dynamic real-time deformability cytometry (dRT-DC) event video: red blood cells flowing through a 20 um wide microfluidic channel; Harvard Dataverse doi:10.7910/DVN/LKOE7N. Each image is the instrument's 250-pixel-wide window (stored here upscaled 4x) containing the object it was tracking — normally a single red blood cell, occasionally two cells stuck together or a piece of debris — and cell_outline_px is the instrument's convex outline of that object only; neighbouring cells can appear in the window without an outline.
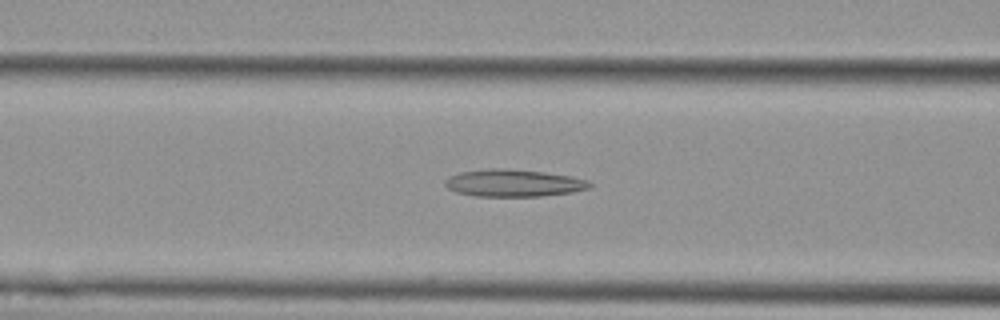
{"species": "Egyptian fruit bat (a non-hibernating species)", "species_latin": "Rousettus aegyptiacus", "temperature_condition": "cold", "stored_images_in_passage": 45, "camera_frame_rate_fps": 3000, "um_per_image_px": 0.085, "animal": {"sex": "female"}, "frame": {"image": 1, "passage_image": 13, "time_ms": 4.0, "image_size_px": [1000, 320], "cell_outline_px": [[592, 188], [572, 192], [540, 196], [476, 196], [456, 192], [448, 188], [444, 184], [444, 180], [448, 176], [460, 172], [488, 168], [508, 168], [544, 172], [572, 176], [588, 180], [592, 184]], "centroid_in_image_um": [43.66, 15.55], "position_along_channel_um": 122.9, "area_um2": 23.18}}
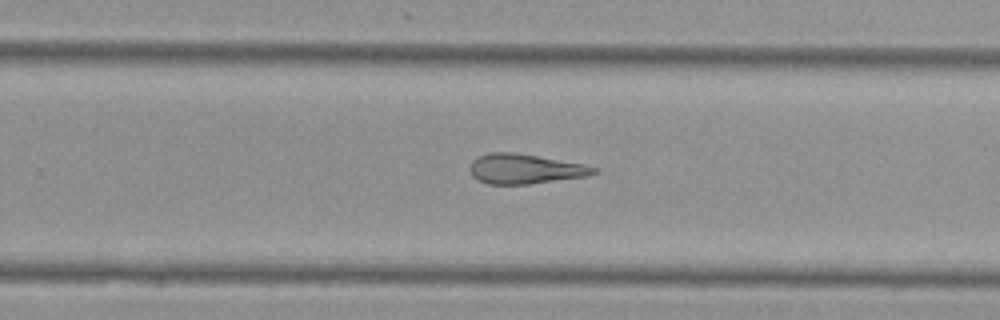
{"frame": {"image": 2, "passage_image": 26, "time_ms": 8.333, "image_size_px": [1000, 320], "cell_outline_px": [[600, 172], [588, 176], [528, 184], [488, 184], [472, 176], [472, 160], [476, 156], [488, 152], [512, 152], [584, 164], [600, 168]], "centroid_in_image_um": [44.67, 14.35], "position_along_channel_um": 285.1, "area_um2": 21.44}}
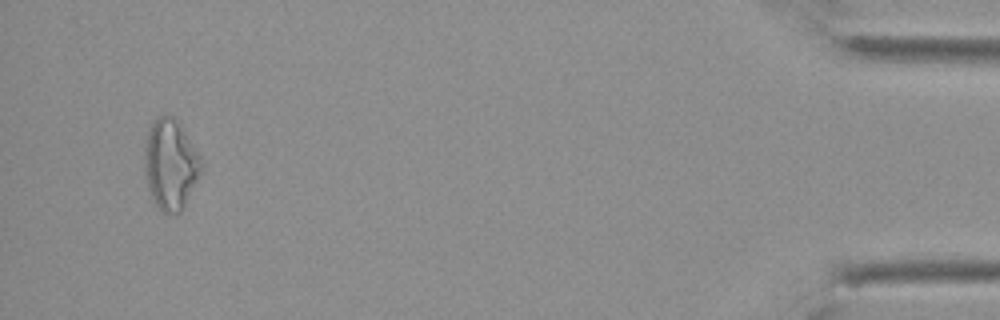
{"frame": {"image": 3, "passage_image": 43, "time_ms": 14.0, "image_size_px": [1000, 320], "cell_outline_px": [[204, 164], [200, 176], [180, 212], [168, 216], [156, 204], [152, 196], [144, 172], [144, 148], [152, 120], [156, 116], [164, 112], [172, 116], [180, 124], [200, 156]], "centroid_in_image_um": [14.49, 13.94], "position_along_channel_um": 420.7, "area_um2": 30.0}, "authors_computed_cell_mechanics": {"area_um2": 23.5824, "velocity_mm_per_s": 3.7582, "shape_relaxation_time_tau1_ms": null, "shape_relaxation_time_tau2_ms": 3.297, "deformation_change_tau1": null, "deformation_change_tau2": 0.1546}}